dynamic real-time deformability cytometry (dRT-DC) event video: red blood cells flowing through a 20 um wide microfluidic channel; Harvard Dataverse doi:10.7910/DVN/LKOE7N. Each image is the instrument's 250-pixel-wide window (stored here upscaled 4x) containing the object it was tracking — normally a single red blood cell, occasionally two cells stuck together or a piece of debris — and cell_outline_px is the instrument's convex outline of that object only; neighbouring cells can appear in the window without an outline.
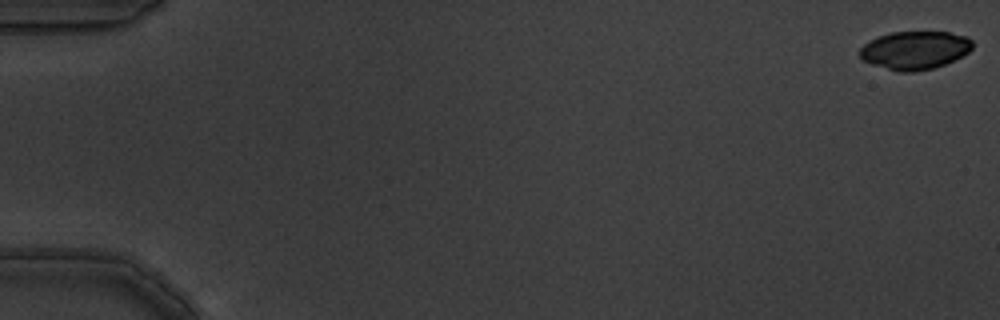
{"species": "common noctule bat (a hibernating species)", "species_latin": "Nyctalus noctula", "temperature_condition": "warm", "stored_images_in_passage": 6, "camera_frame_rate_fps": 3000, "um_per_image_px": 0.085, "animal": {"sex": "male", "body_mass_g": 19.5, "forearm_length_mm": 54.6}, "frame": {"image": 1, "passage_image": 1, "time_ms": 0.0, "image_size_px": [1000, 320], "cell_outline_px": [[972, 48], [968, 52], [944, 64], [932, 68], [916, 72], [900, 72], [872, 64], [864, 60], [860, 56], [860, 48], [864, 44], [880, 36], [892, 32], [948, 32], [968, 36], [972, 40]], "centroid_in_image_um": [77.77, 4.26], "position_along_channel_um": 7.2, "area_um2": 24.8}}
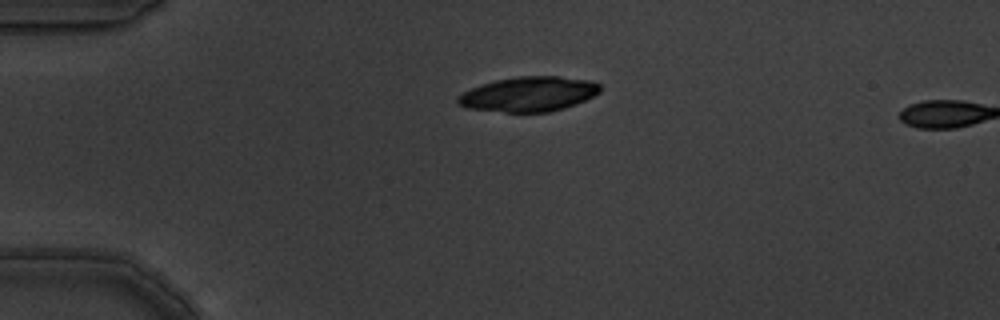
{"frame": {"image": 2, "passage_image": 5, "time_ms": 1.333, "image_size_px": [1000, 320], "cell_outline_px": [[600, 92], [576, 104], [564, 108], [548, 112], [504, 112], [464, 108], [456, 104], [456, 96], [480, 84], [496, 80], [520, 76], [560, 76], [592, 80], [600, 84]], "centroid_in_image_um": [44.92, 8.0], "position_along_channel_um": 40.1, "area_um2": 29.07}}